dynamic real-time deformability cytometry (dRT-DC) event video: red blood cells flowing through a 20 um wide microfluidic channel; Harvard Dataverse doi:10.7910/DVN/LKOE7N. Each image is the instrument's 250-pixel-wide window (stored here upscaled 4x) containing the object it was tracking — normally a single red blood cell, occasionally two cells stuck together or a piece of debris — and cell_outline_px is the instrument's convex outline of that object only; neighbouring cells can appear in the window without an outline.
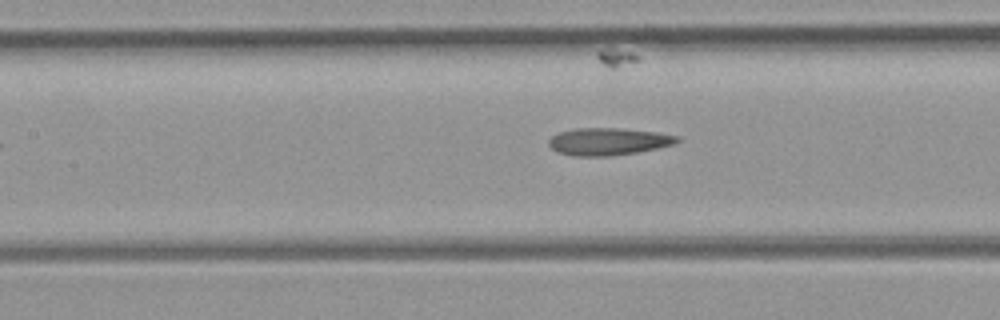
{"species": "common noctule bat (a hibernating species)", "species_latin": "Nyctalus noctula", "temperature_condition": "room temperature", "stored_images_in_passage": 23, "camera_frame_rate_fps": 3000, "um_per_image_px": 0.085, "animal": {"sex": "female", "body_mass_g": 21.9}, "frame": {"image": 1, "passage_image": 7, "time_ms": 2.0, "image_size_px": [1000, 320], "cell_outline_px": [[680, 140], [672, 144], [656, 148], [636, 152], [612, 156], [572, 156], [556, 152], [548, 144], [548, 140], [552, 136], [560, 132], [576, 128], [620, 128], [656, 132], [680, 136]], "centroid_in_image_um": [51.67, 12.03], "position_along_channel_um": 155.7, "area_um2": 20.4}}
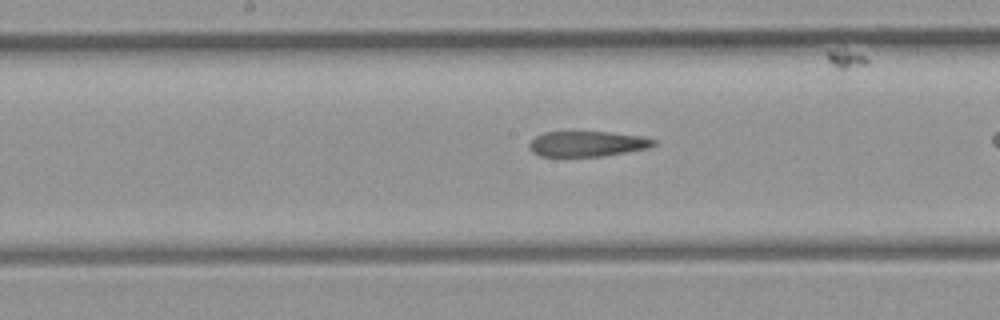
{"frame": {"image": 2, "passage_image": 10, "time_ms": 3.0, "image_size_px": [1000, 320], "cell_outline_px": [[656, 144], [648, 148], [604, 156], [540, 156], [532, 152], [528, 148], [528, 144], [536, 136], [544, 132], [608, 132], [640, 136], [656, 140]], "centroid_in_image_um": [49.89, 12.23], "position_along_channel_um": 198.3, "area_um2": 18.32}}